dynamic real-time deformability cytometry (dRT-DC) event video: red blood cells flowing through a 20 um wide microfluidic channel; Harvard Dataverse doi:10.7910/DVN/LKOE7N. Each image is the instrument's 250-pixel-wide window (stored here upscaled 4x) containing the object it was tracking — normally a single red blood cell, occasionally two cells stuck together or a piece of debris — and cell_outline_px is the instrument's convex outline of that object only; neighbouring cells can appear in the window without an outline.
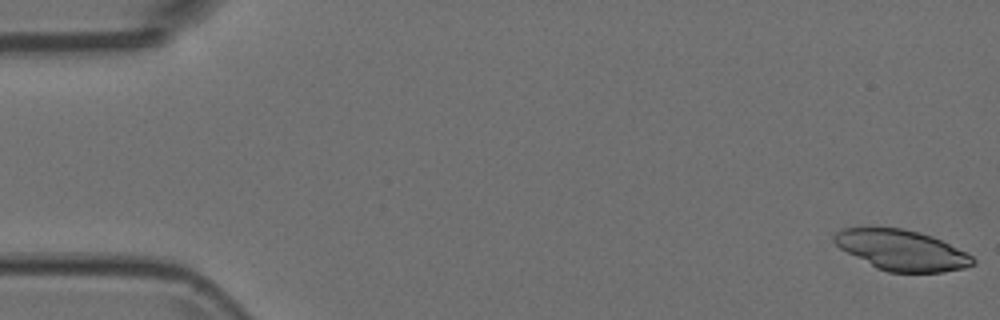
{"species": "Egyptian fruit bat (a non-hibernating species)", "species_latin": "Rousettus aegyptiacus", "temperature_condition": "room temperature", "stored_images_in_passage": 5, "camera_frame_rate_fps": 3000, "um_per_image_px": 0.085, "animal": {"sex": "female"}, "frame": {"image": 1, "passage_image": 1, "time_ms": 0.0, "image_size_px": [1000, 320], "cell_outline_px": [[976, 264], [964, 268], [944, 272], [888, 272], [876, 268], [840, 248], [832, 240], [832, 236], [836, 232], [844, 228], [900, 228], [920, 232], [932, 236], [968, 252], [976, 260]], "centroid_in_image_um": [76.68, 21.27], "position_along_channel_um": 8.3, "area_um2": 32.66}}